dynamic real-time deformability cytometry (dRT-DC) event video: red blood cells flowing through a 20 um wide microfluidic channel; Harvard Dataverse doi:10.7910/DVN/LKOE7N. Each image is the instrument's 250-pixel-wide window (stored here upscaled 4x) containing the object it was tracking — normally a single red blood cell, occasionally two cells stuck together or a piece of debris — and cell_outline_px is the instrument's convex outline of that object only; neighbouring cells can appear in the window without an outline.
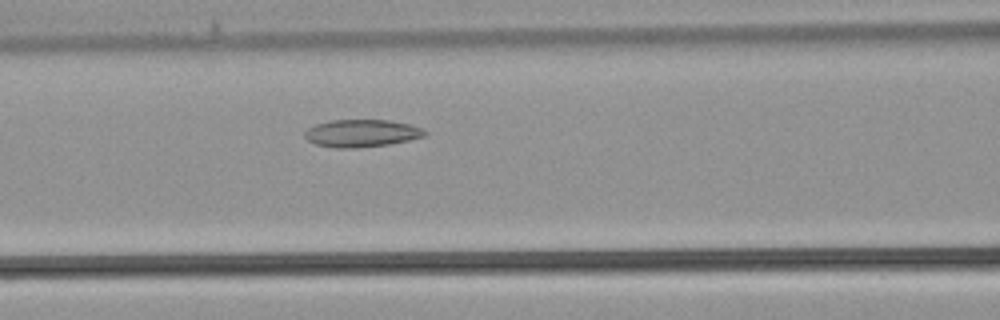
{"species": "common noctule bat (a hibernating species)", "species_latin": "Nyctalus noctula", "temperature_condition": "warm", "stored_images_in_passage": 28, "camera_frame_rate_fps": 3000, "um_per_image_px": 0.085, "animal": {"sex": "male", "body_mass_g": 21.5, "forearm_length_mm": 52.0}, "frame": {"image": 1, "passage_image": 11, "time_ms": 3.333, "image_size_px": [1000, 320], "cell_outline_px": [[428, 136], [388, 144], [356, 148], [336, 148], [316, 144], [308, 140], [304, 136], [304, 132], [308, 128], [316, 124], [332, 120], [388, 120], [408, 124], [420, 128], [428, 132]], "centroid_in_image_um": [30.74, 11.33], "position_along_channel_um": 135.9, "area_um2": 19.13}}
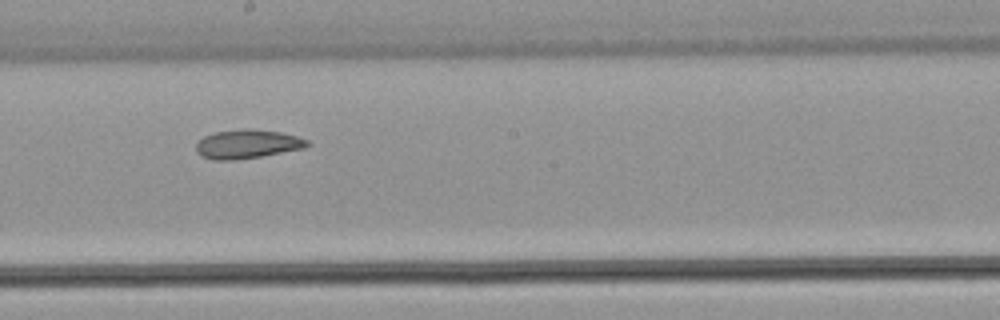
{"frame": {"image": 2, "passage_image": 16, "time_ms": 5.0, "image_size_px": [1000, 320], "cell_outline_px": [[312, 144], [304, 148], [260, 156], [232, 160], [212, 160], [200, 156], [196, 152], [196, 144], [204, 136], [216, 132], [244, 128], [248, 128], [280, 132], [296, 136], [308, 140]], "centroid_in_image_um": [21.01, 12.24], "position_along_channel_um": 227.2, "area_um2": 18.67}}
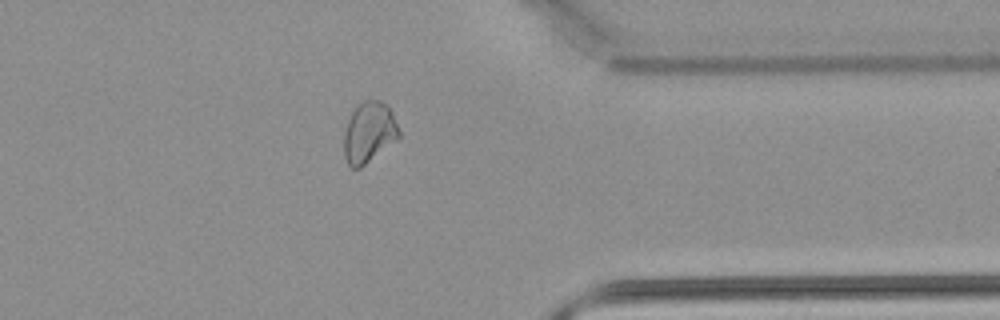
{"frame": {"image": 3, "passage_image": 25, "time_ms": 8.0, "image_size_px": [1000, 320], "cell_outline_px": [[400, 136], [360, 168], [352, 168], [348, 164], [344, 156], [344, 132], [348, 120], [352, 112], [364, 100], [380, 100], [388, 104], [392, 112], [400, 132]], "centroid_in_image_um": [31.36, 11.24], "position_along_channel_um": 380.0, "area_um2": 19.25}}